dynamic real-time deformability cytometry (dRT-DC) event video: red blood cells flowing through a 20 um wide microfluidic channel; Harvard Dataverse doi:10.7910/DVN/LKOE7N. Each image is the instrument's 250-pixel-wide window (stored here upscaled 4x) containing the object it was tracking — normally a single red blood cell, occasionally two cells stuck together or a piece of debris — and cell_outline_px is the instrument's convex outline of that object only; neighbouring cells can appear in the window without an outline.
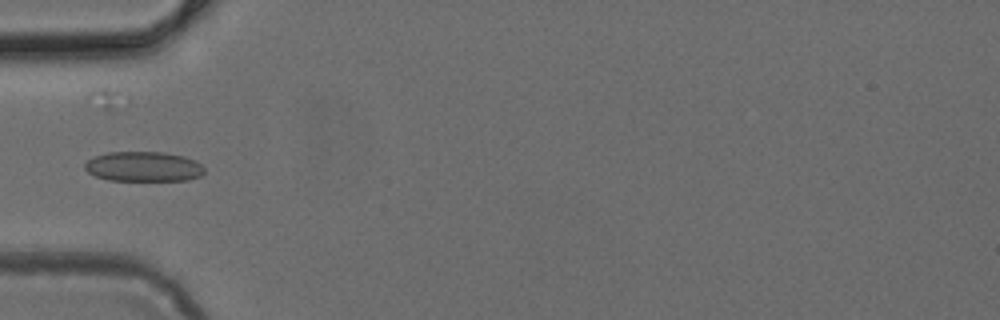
{"species": "common noctule bat (a hibernating species)", "species_latin": "Nyctalus noctula", "temperature_condition": "cold", "stored_images_in_passage": 6, "camera_frame_rate_fps": 3000, "um_per_image_px": 0.085, "animal": {"sex": "female", "body_mass_g": 24.6, "forearm_length_mm": 56.2}, "frame": {"image": 1, "passage_image": 5, "time_ms": 1.333, "image_size_px": [1000, 320], "cell_outline_px": [[204, 172], [200, 176], [188, 180], [108, 180], [96, 176], [88, 172], [84, 168], [84, 164], [88, 160], [96, 156], [108, 152], [164, 152], [184, 156], [196, 160], [204, 168]], "centroid_in_image_um": [12.21, 14.15], "position_along_channel_um": 72.8, "area_um2": 20.81}}
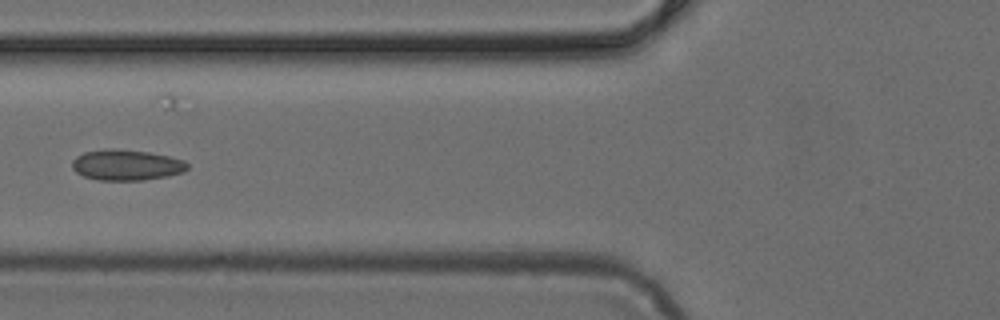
{"frame": {"image": 2, "passage_image": 6, "time_ms": 1.667, "image_size_px": [1000, 320], "cell_outline_px": [[188, 168], [184, 172], [168, 176], [144, 180], [100, 180], [84, 176], [76, 172], [72, 168], [72, 160], [76, 156], [84, 152], [108, 148], [112, 148], [148, 152], [168, 156], [184, 160], [188, 164]], "centroid_in_image_um": [10.75, 14.02], "position_along_channel_um": 115.1, "area_um2": 20.69}}